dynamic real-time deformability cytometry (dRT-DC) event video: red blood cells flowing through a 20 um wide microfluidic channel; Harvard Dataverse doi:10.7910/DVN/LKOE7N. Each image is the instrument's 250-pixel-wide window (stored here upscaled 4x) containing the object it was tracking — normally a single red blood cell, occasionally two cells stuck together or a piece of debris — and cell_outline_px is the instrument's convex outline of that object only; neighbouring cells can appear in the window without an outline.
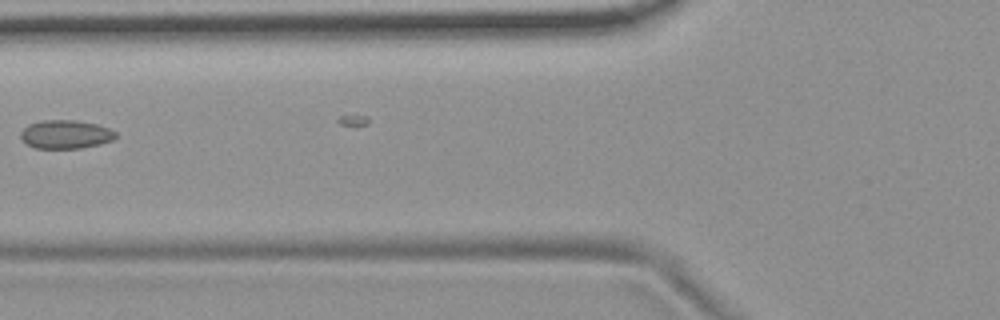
{"species": "common noctule bat (a hibernating species)", "species_latin": "Nyctalus noctula", "temperature_condition": "room temperature", "stored_images_in_passage": 3, "camera_frame_rate_fps": 3000, "um_per_image_px": 0.085, "animal": {"sex": "female", "body_mass_g": 19.9}, "frame": {"image": 1, "passage_image": 3, "time_ms": 0.667, "image_size_px": [1000, 320], "cell_outline_px": [[116, 136], [112, 140], [100, 144], [80, 148], [36, 148], [28, 144], [20, 136], [20, 132], [28, 124], [44, 120], [76, 120], [96, 124], [108, 128], [116, 132]], "centroid_in_image_um": [5.58, 11.41], "position_along_channel_um": 120.2, "area_um2": 15.66}}